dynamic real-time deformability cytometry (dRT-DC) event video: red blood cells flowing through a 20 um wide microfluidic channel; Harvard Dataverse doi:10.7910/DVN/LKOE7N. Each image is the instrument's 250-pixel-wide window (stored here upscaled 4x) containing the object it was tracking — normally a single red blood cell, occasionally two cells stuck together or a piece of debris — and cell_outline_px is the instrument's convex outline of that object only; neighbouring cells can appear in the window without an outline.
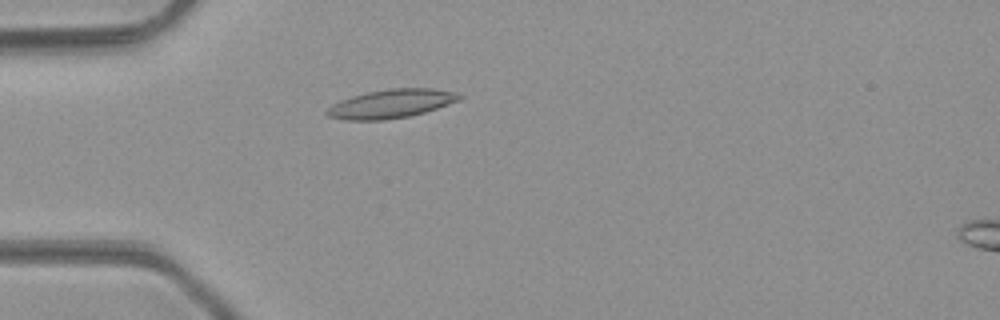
{"species": "common noctule bat (a hibernating species)", "species_latin": "Nyctalus noctula", "temperature_condition": "room temperature", "stored_images_in_passage": 43, "camera_frame_rate_fps": 3000, "um_per_image_px": 0.085, "animal": {"sex": "male", "body_mass_g": 23.1, "forearm_length_mm": 52.7}, "frame": {"image": 1, "passage_image": 8, "time_ms": 2.333, "image_size_px": [1000, 320], "cell_outline_px": [[464, 96], [460, 100], [424, 112], [408, 116], [380, 120], [344, 120], [328, 116], [324, 112], [332, 104], [340, 100], [352, 96], [368, 92], [388, 88], [432, 88], [456, 92]], "centroid_in_image_um": [33.24, 8.81], "position_along_channel_um": 51.8, "area_um2": 22.08}}
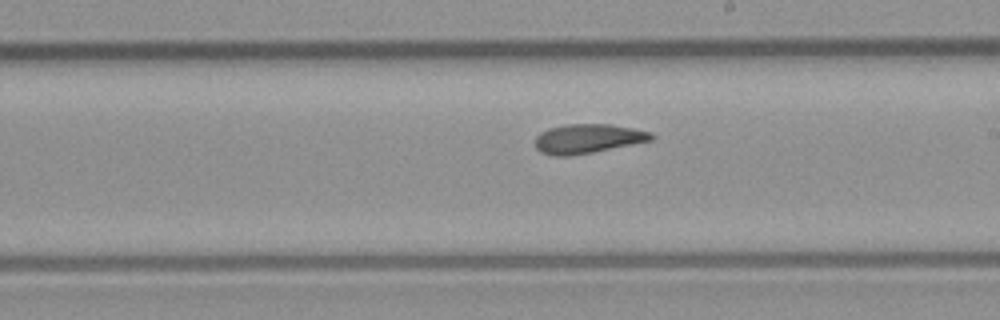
{"frame": {"image": 2, "passage_image": 22, "time_ms": 7.0, "image_size_px": [1000, 320], "cell_outline_px": [[656, 136], [652, 140], [572, 156], [552, 156], [540, 152], [536, 148], [536, 136], [540, 132], [548, 128], [564, 124], [612, 124], [652, 132]], "centroid_in_image_um": [49.94, 11.78], "position_along_channel_um": 239.1, "area_um2": 19.94}}
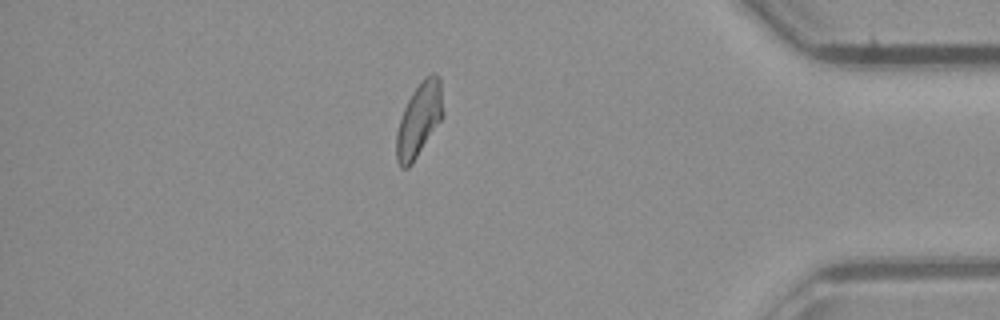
{"frame": {"image": 3, "passage_image": 36, "time_ms": 11.667, "image_size_px": [1000, 320], "cell_outline_px": [[444, 112], [440, 120], [412, 164], [408, 168], [400, 168], [396, 160], [396, 132], [404, 108], [412, 92], [424, 76], [432, 72], [436, 72], [440, 76]], "centroid_in_image_um": [35.62, 10.13], "position_along_channel_um": 399.6, "area_um2": 20.11}, "authors_computed_cell_mechanics": {"area_um2": 19.941, "velocity_mm_per_s": 4.2402, "shape_relaxation_time_tau1_ms": 10.7241, "shape_relaxation_time_tau2_ms": 3.5296, "deformation_change_tau1": 0.239, "deformation_change_tau2": 0.107}}